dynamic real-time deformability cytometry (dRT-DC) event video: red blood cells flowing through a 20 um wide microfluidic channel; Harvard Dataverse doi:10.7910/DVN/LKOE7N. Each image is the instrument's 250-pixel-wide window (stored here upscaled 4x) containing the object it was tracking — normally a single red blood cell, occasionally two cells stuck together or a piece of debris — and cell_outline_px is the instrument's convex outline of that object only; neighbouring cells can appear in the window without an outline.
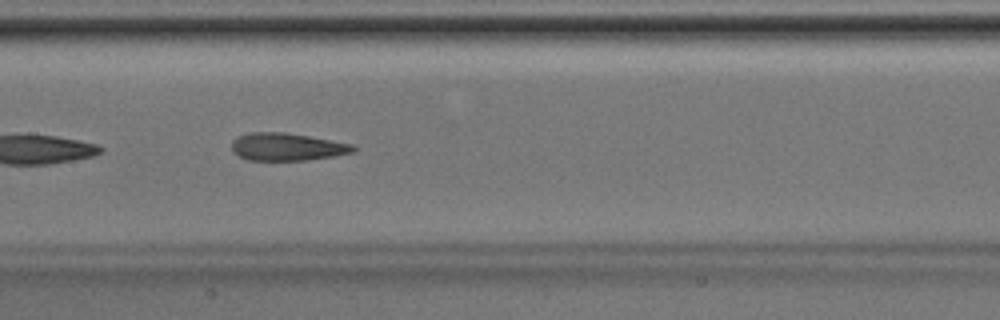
{"species": "Egyptian fruit bat (a non-hibernating species)", "species_latin": "Rousettus aegyptiacus", "temperature_condition": "room temperature", "stored_images_in_passage": 26, "camera_frame_rate_fps": 3000, "um_per_image_px": 0.085, "animal": {"sex": "male"}, "frame": {"image": 1, "passage_image": 19, "time_ms": 6.0, "image_size_px": [1000, 320], "cell_outline_px": [[356, 152], [308, 160], [248, 160], [232, 152], [232, 140], [236, 136], [252, 132], [284, 132], [308, 136], [352, 144], [356, 148]], "centroid_in_image_um": [24.37, 12.48], "position_along_channel_um": 183.0, "area_um2": 19.54}}